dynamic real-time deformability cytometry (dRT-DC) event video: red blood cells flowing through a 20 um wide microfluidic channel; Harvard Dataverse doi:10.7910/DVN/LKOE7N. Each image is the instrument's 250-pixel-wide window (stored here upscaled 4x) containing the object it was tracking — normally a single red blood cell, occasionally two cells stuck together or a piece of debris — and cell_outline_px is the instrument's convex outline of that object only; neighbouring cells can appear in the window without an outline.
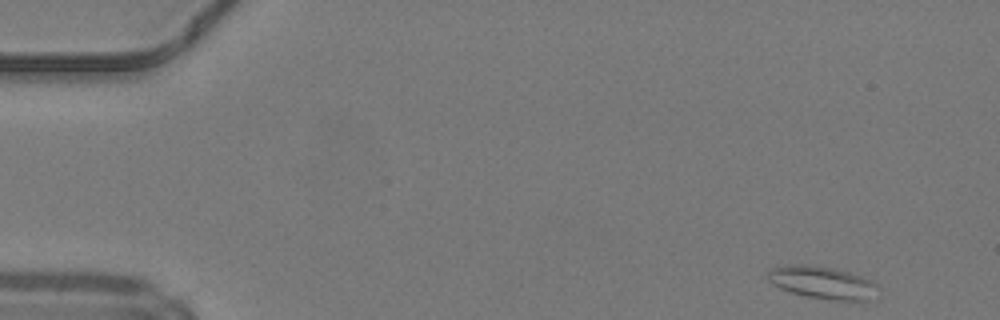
{"species": "common noctule bat (a hibernating species)", "species_latin": "Nyctalus noctula", "temperature_condition": "warm", "stored_images_in_passage": 48, "camera_frame_rate_fps": 3000, "um_per_image_px": 0.085, "animal": {"sex": "male", "body_mass_g": 19.2, "forearm_length_mm": 51.8}, "frame": {"image": 1, "passage_image": 1, "time_ms": 0.0, "image_size_px": [1000, 320], "cell_outline_px": [[880, 288], [868, 300], [828, 300], [808, 296], [792, 292], [780, 288], [772, 284], [768, 280], [768, 272], [772, 268], [788, 264], [812, 264], [832, 268], [848, 272], [872, 280]], "centroid_in_image_um": [69.89, 24.0], "position_along_channel_um": 15.1, "area_um2": 20.81}}
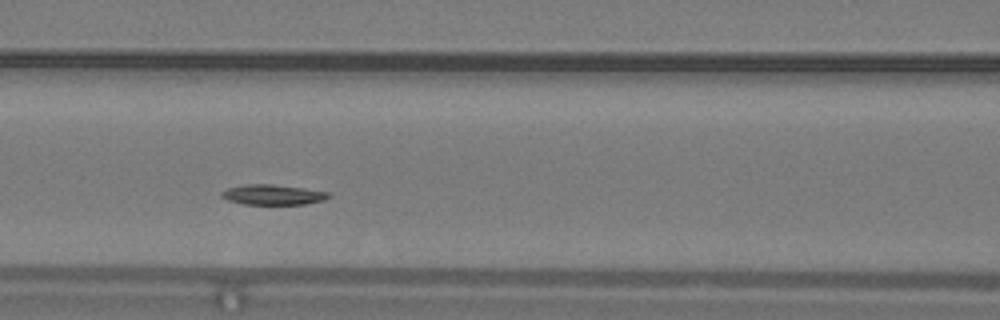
{"frame": {"image": 2, "passage_image": 19, "time_ms": 6.0, "image_size_px": [1000, 320], "cell_outline_px": [[332, 196], [324, 200], [304, 204], [244, 204], [228, 200], [220, 196], [220, 192], [228, 188], [244, 184], [272, 184], [304, 188], [328, 192]], "centroid_in_image_um": [23.19, 16.54], "position_along_channel_um": 143.4, "area_um2": 12.6}}
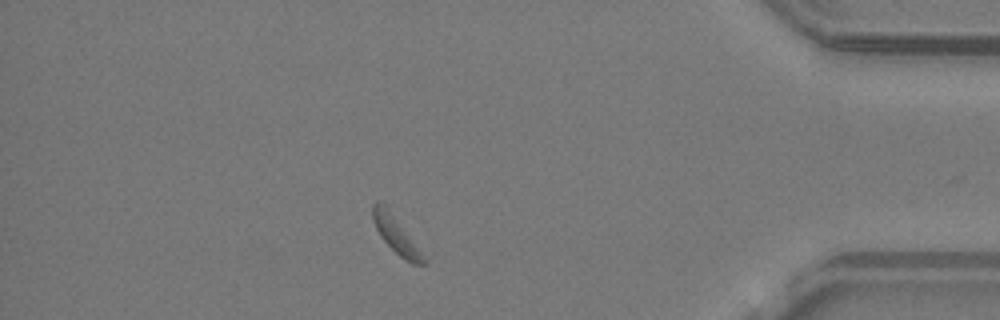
{"frame": {"image": 3, "passage_image": 41, "time_ms": 13.333, "image_size_px": [1000, 320], "cell_outline_px": [[428, 264], [412, 264], [400, 256], [380, 236], [372, 220], [372, 204], [376, 200], [384, 200], [428, 260]], "centroid_in_image_um": [33.66, 19.87], "position_along_channel_um": 401.5, "area_um2": 11.27}, "authors_computed_cell_mechanics": {"area_um2": 13.294, "velocity_mm_per_s": 4.0705, "shape_relaxation_time_tau1_ms": 4.019, "shape_relaxation_time_tau2_ms": null, "deformation_change_tau1": 0.0811, "deformation_change_tau2": null}}